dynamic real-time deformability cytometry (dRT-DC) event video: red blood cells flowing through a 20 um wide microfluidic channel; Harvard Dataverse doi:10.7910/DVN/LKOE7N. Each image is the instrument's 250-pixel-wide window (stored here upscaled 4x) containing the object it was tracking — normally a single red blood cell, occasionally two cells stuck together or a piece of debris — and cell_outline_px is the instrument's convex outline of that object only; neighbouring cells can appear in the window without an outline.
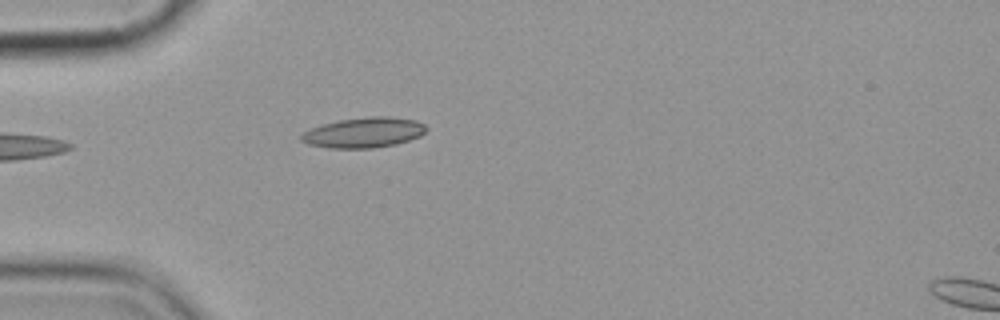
{"species": "common noctule bat (a hibernating species)", "species_latin": "Nyctalus noctula", "temperature_condition": "cold", "stored_images_in_passage": 2, "camera_frame_rate_fps": 3000, "um_per_image_px": 0.085, "animal": {"sex": "female", "body_mass_g": 19.9}, "frame": {"image": 1, "passage_image": 2, "time_ms": 1.0, "image_size_px": [1000, 320], "cell_outline_px": [[428, 128], [420, 136], [396, 144], [372, 148], [328, 148], [308, 144], [300, 140], [300, 136], [304, 132], [312, 128], [324, 124], [340, 120], [368, 116], [388, 116], [416, 120], [424, 124]], "centroid_in_image_um": [30.94, 11.26], "position_along_channel_um": 54.1, "area_um2": 21.96}}